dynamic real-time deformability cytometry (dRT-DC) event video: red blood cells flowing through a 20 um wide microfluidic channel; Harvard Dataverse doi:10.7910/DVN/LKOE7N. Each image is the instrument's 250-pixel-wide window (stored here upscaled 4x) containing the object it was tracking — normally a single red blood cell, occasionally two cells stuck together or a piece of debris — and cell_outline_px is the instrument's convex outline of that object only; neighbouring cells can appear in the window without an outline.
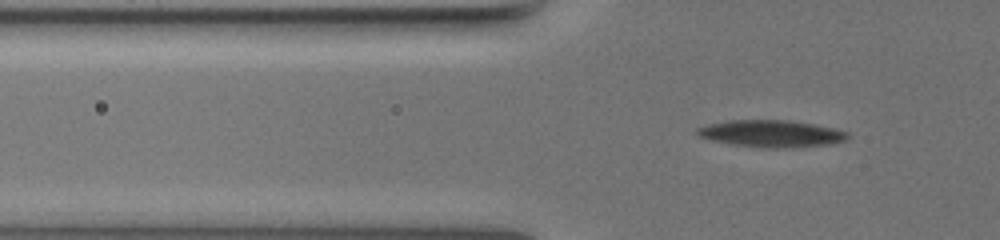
{"species": "common noctule bat (a hibernating species)", "species_latin": "Nyctalus noctula", "temperature_condition": "warm", "stored_images_in_passage": 62, "camera_frame_rate_fps": 3000, "um_per_image_px": 0.085, "animal": {"sex": "female", "body_mass_g": 19.5, "forearm_length_mm": 54.1}, "frame": {"image": 1, "passage_image": 23, "time_ms": 7.333, "image_size_px": [1000, 240], "cell_outline_px": [[848, 140], [832, 144], [788, 148], [760, 148], [732, 144], [712, 140], [700, 136], [696, 132], [696, 128], [708, 124], [728, 120], [788, 120], [836, 128], [848, 132]], "centroid_in_image_um": [65.6, 11.36], "position_along_channel_um": 60.2, "area_um2": 23.81}}
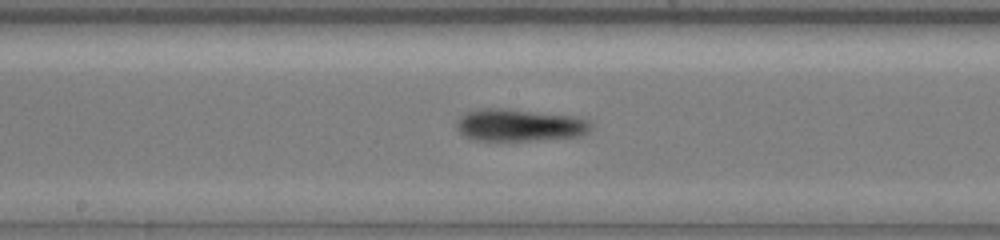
{"frame": {"image": 2, "passage_image": 37, "time_ms": 12.0, "image_size_px": [1000, 240], "cell_outline_px": [[592, 128], [584, 136], [532, 140], [472, 140], [464, 136], [456, 128], [456, 120], [460, 116], [468, 112], [484, 108], [500, 108], [580, 116], [588, 120], [592, 124]], "centroid_in_image_um": [44.2, 10.63], "position_along_channel_um": 204.0, "area_um2": 25.49}}
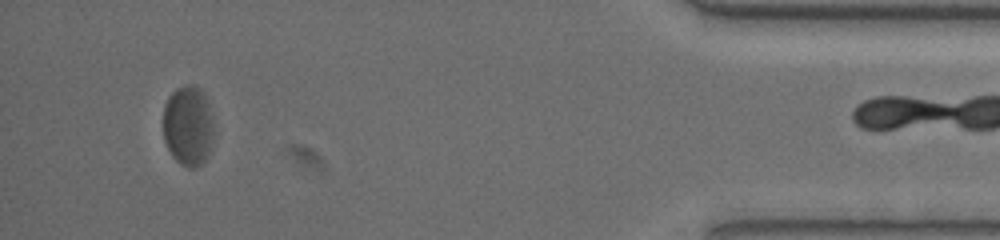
{"frame": {"image": 3, "passage_image": 61, "time_ms": 20.0, "image_size_px": [1000, 240], "cell_outline_px": [[212, 140], [208, 152], [204, 160], [196, 168], [188, 168], [180, 164], [172, 156], [164, 140], [164, 104], [168, 96], [176, 88], [184, 84], [196, 84], [204, 92], [208, 104], [212, 124]], "centroid_in_image_um": [15.97, 10.65], "position_along_channel_um": 419.2, "area_um2": 23.64}}